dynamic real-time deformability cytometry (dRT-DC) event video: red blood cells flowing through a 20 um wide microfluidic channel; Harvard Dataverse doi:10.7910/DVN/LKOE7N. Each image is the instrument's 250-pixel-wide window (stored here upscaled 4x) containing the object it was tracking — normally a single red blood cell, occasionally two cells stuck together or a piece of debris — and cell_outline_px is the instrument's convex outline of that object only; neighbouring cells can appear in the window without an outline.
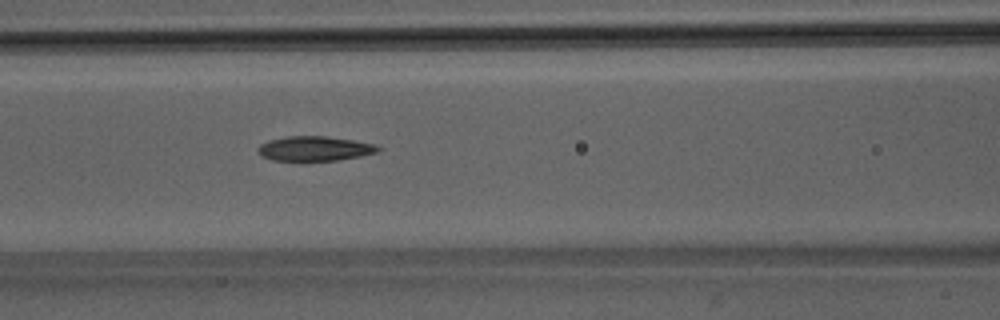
{"species": "Egyptian fruit bat (a non-hibernating species)", "species_latin": "Rousettus aegyptiacus", "temperature_condition": "room temperature", "stored_images_in_passage": 45, "camera_frame_rate_fps": 3000, "um_per_image_px": 0.085, "animal": {"sex": "male"}, "frame": {"image": 1, "passage_image": 16, "time_ms": 5.0, "image_size_px": [1000, 320], "cell_outline_px": [[384, 148], [376, 152], [360, 156], [340, 160], [300, 164], [272, 160], [260, 156], [256, 148], [260, 144], [268, 140], [288, 136], [324, 136], [352, 140], [376, 144]], "centroid_in_image_um": [26.69, 12.68], "position_along_channel_um": 139.9, "area_um2": 18.26}}
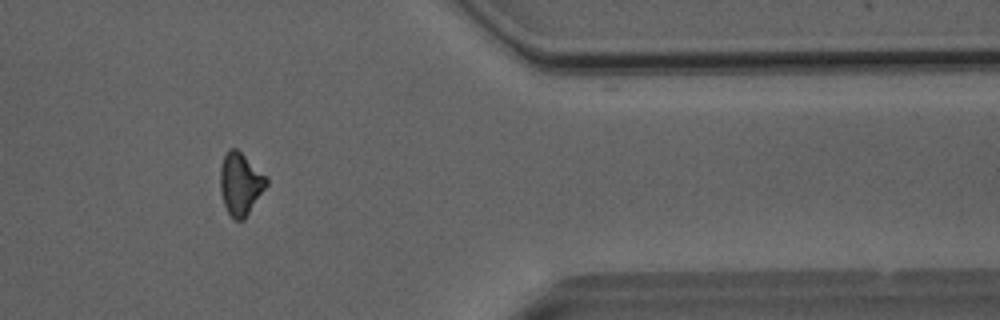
{"frame": {"image": 2, "passage_image": 36, "time_ms": 11.667, "image_size_px": [1000, 320], "cell_outline_px": [[268, 184], [244, 220], [236, 220], [228, 212], [224, 204], [220, 192], [220, 168], [224, 156], [228, 148], [236, 148], [268, 180]], "centroid_in_image_um": [20.41, 15.64], "position_along_channel_um": 391.0, "area_um2": 16.42}}
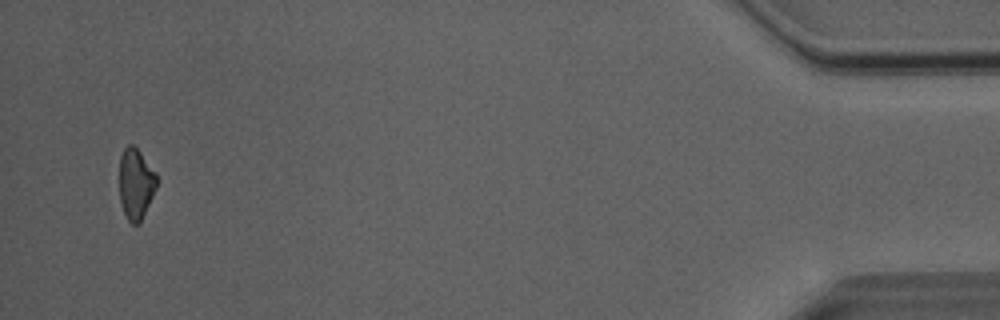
{"frame": {"image": 3, "passage_image": 43, "time_ms": 14.0, "image_size_px": [1000, 320], "cell_outline_px": [[156, 188], [140, 224], [132, 224], [128, 220], [124, 212], [120, 200], [120, 156], [124, 148], [128, 144], [132, 144], [140, 152], [156, 172]], "centroid_in_image_um": [11.54, 15.62], "position_along_channel_um": 423.7, "area_um2": 15.32}, "authors_computed_cell_mechanics": {"area_um2": 17.3978, "velocity_mm_per_s": 4.0826, "shape_relaxation_time_tau1_ms": 5.9689, "shape_relaxation_time_tau2_ms": 4.5522, "deformation_change_tau1": 0.1444, "deformation_change_tau2": 0.1173}}